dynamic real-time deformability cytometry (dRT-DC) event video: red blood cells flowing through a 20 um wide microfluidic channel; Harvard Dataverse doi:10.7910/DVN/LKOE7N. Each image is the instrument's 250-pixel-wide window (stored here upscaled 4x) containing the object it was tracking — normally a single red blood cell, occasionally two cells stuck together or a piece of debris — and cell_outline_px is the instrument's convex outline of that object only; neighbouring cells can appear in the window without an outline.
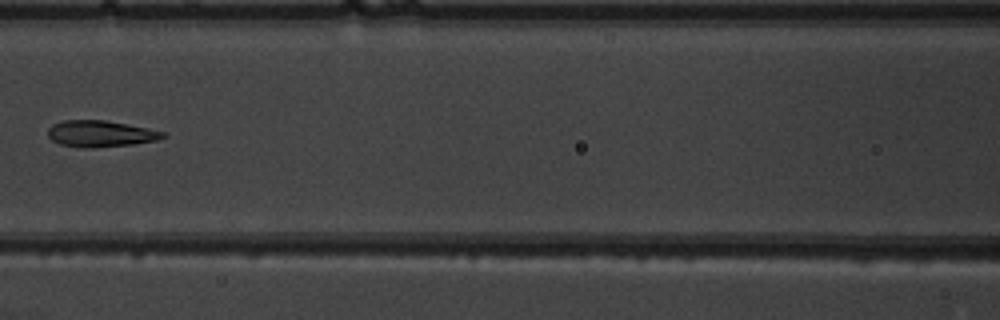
{"species": "common noctule bat (a hibernating species)", "species_latin": "Nyctalus noctula", "temperature_condition": "warm", "stored_images_in_passage": 8, "camera_frame_rate_fps": 3000, "um_per_image_px": 0.085, "animal": {"sex": "male", "body_mass_g": 19.5, "forearm_length_mm": 54.6}, "frame": {"image": 1, "passage_image": 7, "time_ms": 8.0, "image_size_px": [1000, 320], "cell_outline_px": [[164, 136], [156, 140], [132, 144], [88, 148], [84, 148], [60, 144], [52, 140], [48, 136], [48, 128], [52, 124], [64, 120], [104, 120], [148, 128], [164, 132]], "centroid_in_image_um": [8.49, 11.36], "position_along_channel_um": 158.1, "area_um2": 17.46}}
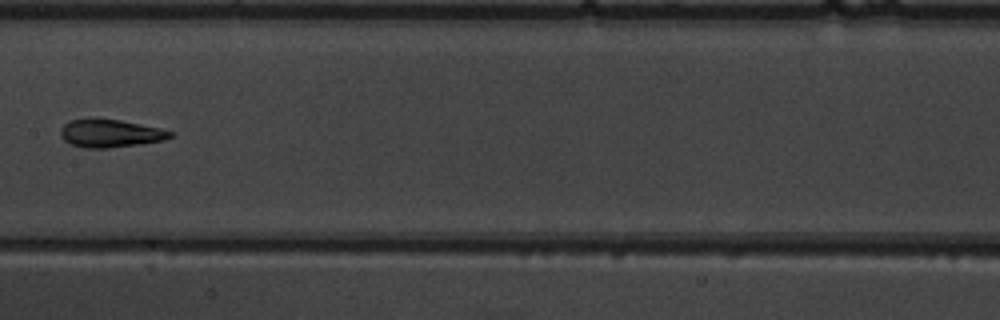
{"frame": {"image": 2, "passage_image": 8, "time_ms": 9.0, "image_size_px": [1000, 320], "cell_outline_px": [[176, 132], [172, 136], [164, 140], [108, 148], [84, 148], [72, 144], [64, 140], [60, 136], [60, 128], [68, 120], [120, 120], [160, 128]], "centroid_in_image_um": [9.38, 11.35], "position_along_channel_um": 198.0, "area_um2": 17.51}}